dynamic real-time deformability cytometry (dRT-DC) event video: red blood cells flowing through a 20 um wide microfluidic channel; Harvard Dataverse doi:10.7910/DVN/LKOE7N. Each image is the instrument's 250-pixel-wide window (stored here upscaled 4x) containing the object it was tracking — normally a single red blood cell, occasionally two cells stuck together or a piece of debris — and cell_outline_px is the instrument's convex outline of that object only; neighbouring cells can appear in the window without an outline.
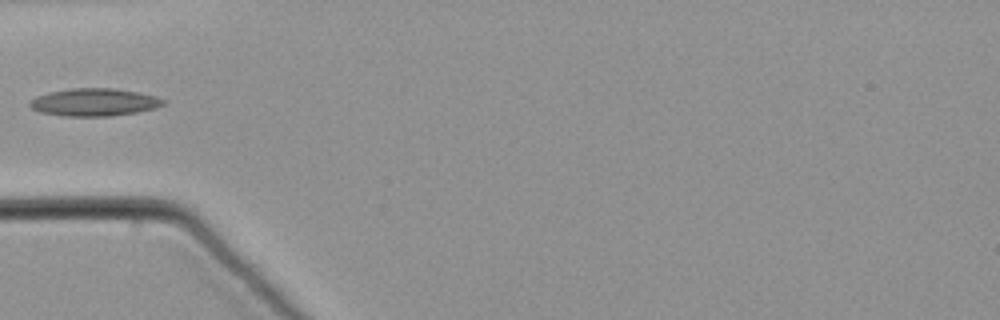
{"species": "common noctule bat (a hibernating species)", "species_latin": "Nyctalus noctula", "temperature_condition": "warm", "stored_images_in_passage": 29, "camera_frame_rate_fps": 3000, "um_per_image_px": 0.085, "animal": {"sex": "male", "body_mass_g": 21.5, "forearm_length_mm": 52.0}, "frame": {"image": 1, "passage_image": 1, "time_ms": 0.0, "image_size_px": [1000, 320], "cell_outline_px": [[168, 100], [164, 104], [156, 108], [136, 112], [112, 116], [64, 116], [40, 112], [32, 108], [28, 104], [28, 100], [36, 96], [48, 92], [72, 88], [112, 88], [136, 92], [156, 96]], "centroid_in_image_um": [8.0, 8.69], "position_along_channel_um": 77.0, "area_um2": 21.62}}
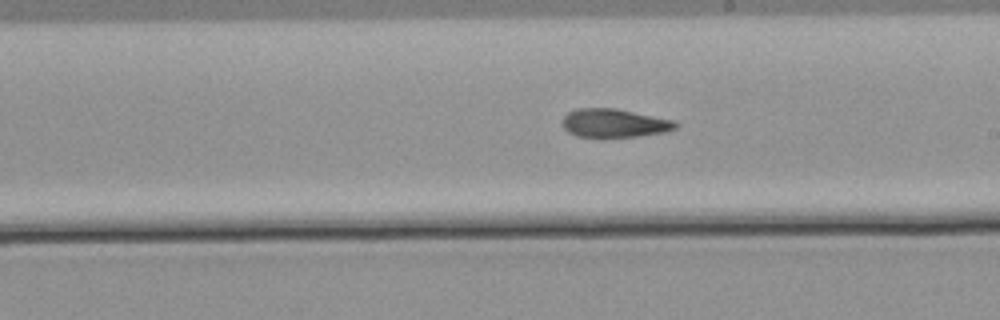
{"frame": {"image": 2, "passage_image": 15, "time_ms": 4.667, "image_size_px": [1000, 320], "cell_outline_px": [[676, 128], [664, 132], [640, 136], [576, 136], [568, 132], [560, 124], [560, 120], [568, 112], [576, 108], [616, 108], [672, 120], [676, 124]], "centroid_in_image_um": [52.13, 10.45], "position_along_channel_um": 236.9, "area_um2": 18.61}}
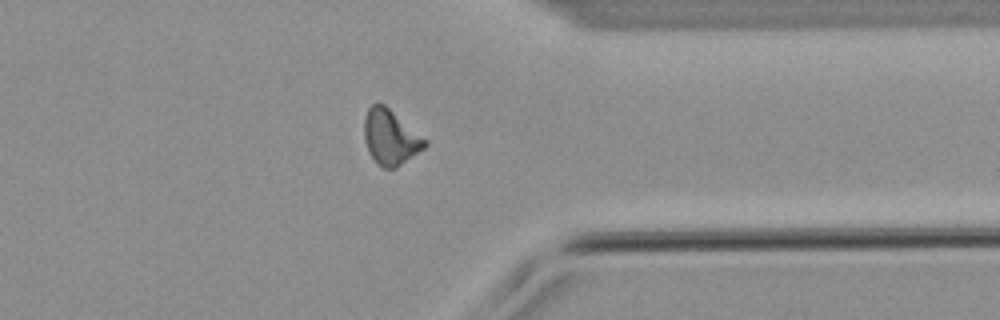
{"frame": {"image": 3, "passage_image": 28, "time_ms": 9.0, "image_size_px": [1000, 320], "cell_outline_px": [[428, 144], [424, 148], [396, 168], [384, 168], [376, 164], [364, 140], [364, 116], [368, 108], [372, 104], [384, 104], [428, 140]], "centroid_in_image_um": [33.19, 11.66], "position_along_channel_um": 378.2, "area_um2": 19.42}}